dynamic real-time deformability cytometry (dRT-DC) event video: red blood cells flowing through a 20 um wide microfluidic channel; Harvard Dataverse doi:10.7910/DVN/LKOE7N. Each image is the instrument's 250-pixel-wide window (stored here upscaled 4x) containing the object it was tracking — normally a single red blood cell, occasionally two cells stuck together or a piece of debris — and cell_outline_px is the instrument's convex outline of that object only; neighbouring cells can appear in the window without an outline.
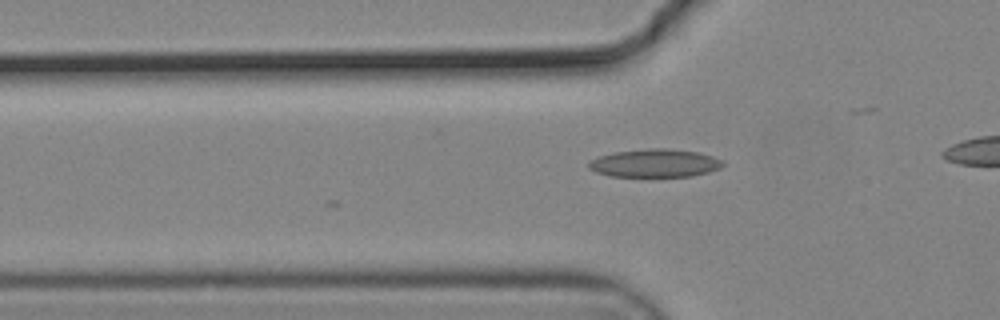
{"species": "common noctule bat (a hibernating species)", "species_latin": "Nyctalus noctula", "temperature_condition": "cold", "stored_images_in_passage": 9, "camera_frame_rate_fps": 3000, "um_per_image_px": 0.085, "animal": {"sex": "male", "body_mass_g": 19.2, "forearm_length_mm": 51.8}, "frame": {"image": 1, "passage_image": 7, "time_ms": 2.0, "image_size_px": [1000, 320], "cell_outline_px": [[724, 164], [720, 168], [708, 172], [692, 176], [612, 176], [596, 172], [588, 168], [588, 164], [592, 160], [600, 156], [616, 152], [648, 148], [668, 148], [700, 152], [724, 160]], "centroid_in_image_um": [55.71, 13.86], "position_along_channel_um": 70.1, "area_um2": 21.91}}